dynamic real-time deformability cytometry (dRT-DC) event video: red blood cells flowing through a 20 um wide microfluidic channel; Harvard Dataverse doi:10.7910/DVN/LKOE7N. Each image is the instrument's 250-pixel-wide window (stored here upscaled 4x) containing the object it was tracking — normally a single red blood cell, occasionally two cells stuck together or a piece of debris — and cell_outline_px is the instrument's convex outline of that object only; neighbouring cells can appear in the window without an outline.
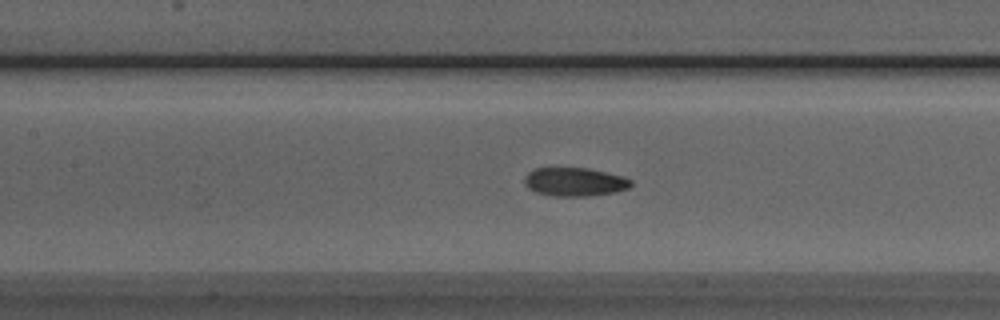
{"species": "Egyptian fruit bat (a non-hibernating species)", "species_latin": "Rousettus aegyptiacus", "temperature_condition": "room temperature", "stored_images_in_passage": 46, "camera_frame_rate_fps": 3000, "um_per_image_px": 0.085, "animal": {"sex": "male"}, "frame": {"image": 1, "passage_image": 23, "time_ms": 7.333, "image_size_px": [1000, 320], "cell_outline_px": [[632, 184], [628, 188], [616, 192], [588, 196], [552, 196], [536, 192], [528, 188], [524, 184], [524, 176], [532, 168], [588, 168], [624, 176], [632, 180]], "centroid_in_image_um": [48.83, 15.46], "position_along_channel_um": 158.6, "area_um2": 17.92}}
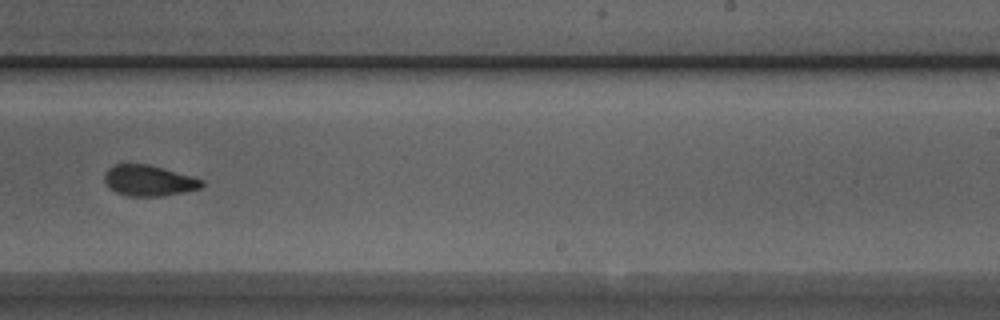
{"frame": {"image": 2, "passage_image": 32, "time_ms": 10.333, "image_size_px": [1000, 320], "cell_outline_px": [[204, 184], [200, 188], [184, 192], [164, 196], [128, 196], [116, 192], [108, 188], [104, 180], [104, 172], [112, 164], [148, 164], [192, 176], [204, 180]], "centroid_in_image_um": [12.62, 15.35], "position_along_channel_um": 276.4, "area_um2": 17.63}}
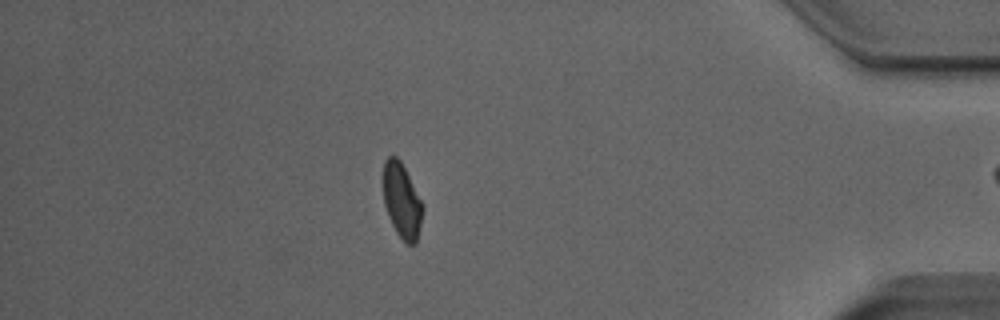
{"frame": {"image": 3, "passage_image": 45, "time_ms": 14.667, "image_size_px": [1000, 320], "cell_outline_px": [[424, 208], [416, 244], [408, 244], [396, 232], [388, 216], [384, 204], [384, 160], [388, 156], [396, 156], [400, 160], [424, 204]], "centroid_in_image_um": [34.17, 17.06], "position_along_channel_um": 401.0, "area_um2": 17.11}, "authors_computed_cell_mechanics": {"area_um2": 18.1781, "velocity_mm_per_s": 3.9408, "shape_relaxation_time_tau1_ms": 3.2584, "shape_relaxation_time_tau2_ms": 1.9616, "deformation_change_tau1": 0.1272, "deformation_change_tau2": 0.0756}}